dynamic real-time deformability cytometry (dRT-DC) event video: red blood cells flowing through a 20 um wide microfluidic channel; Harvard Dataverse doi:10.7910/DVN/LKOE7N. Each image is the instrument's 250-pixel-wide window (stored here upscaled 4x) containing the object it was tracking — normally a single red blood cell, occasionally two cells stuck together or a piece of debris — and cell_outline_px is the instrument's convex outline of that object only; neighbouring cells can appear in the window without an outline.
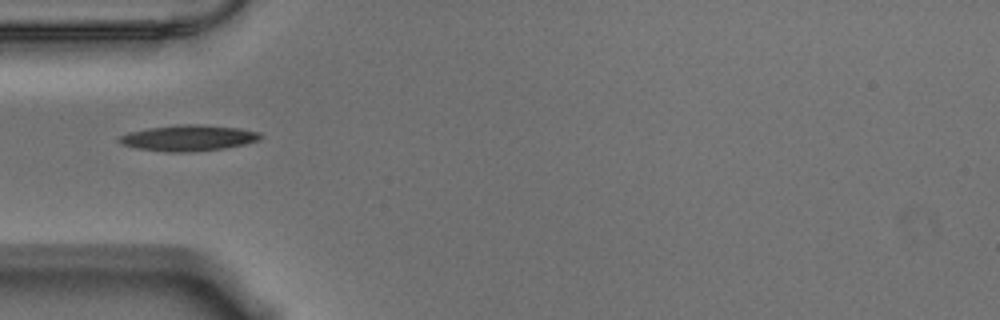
{"species": "Egyptian fruit bat (a non-hibernating species)", "species_latin": "Rousettus aegyptiacus", "temperature_condition": "warm", "stored_images_in_passage": 7, "camera_frame_rate_fps": 3000, "um_per_image_px": 0.085, "animal": {"sex": "male"}, "frame": {"image": 1, "passage_image": 1, "time_ms": 0.0, "image_size_px": [1000, 320], "cell_outline_px": [[264, 136], [260, 140], [244, 144], [224, 148], [192, 152], [164, 152], [136, 148], [120, 144], [116, 140], [120, 136], [128, 132], [148, 128], [176, 124], [204, 124], [240, 128], [260, 132]], "centroid_in_image_um": [16.01, 11.72], "position_along_channel_um": 69.0, "area_um2": 21.73}}
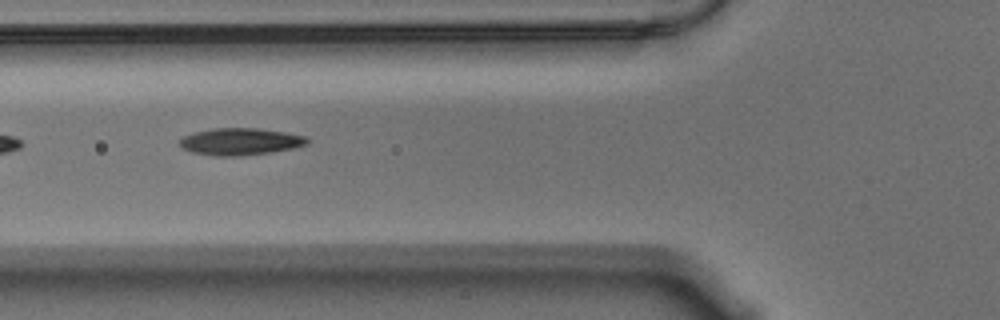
{"frame": {"image": 2, "passage_image": 4, "time_ms": 1.0, "image_size_px": [1000, 320], "cell_outline_px": [[308, 144], [292, 148], [272, 152], [240, 156], [216, 156], [192, 152], [180, 148], [176, 140], [180, 136], [192, 132], [212, 128], [256, 128], [284, 132], [308, 136]], "centroid_in_image_um": [20.34, 12.03], "position_along_channel_um": 105.5, "area_um2": 20.46}}